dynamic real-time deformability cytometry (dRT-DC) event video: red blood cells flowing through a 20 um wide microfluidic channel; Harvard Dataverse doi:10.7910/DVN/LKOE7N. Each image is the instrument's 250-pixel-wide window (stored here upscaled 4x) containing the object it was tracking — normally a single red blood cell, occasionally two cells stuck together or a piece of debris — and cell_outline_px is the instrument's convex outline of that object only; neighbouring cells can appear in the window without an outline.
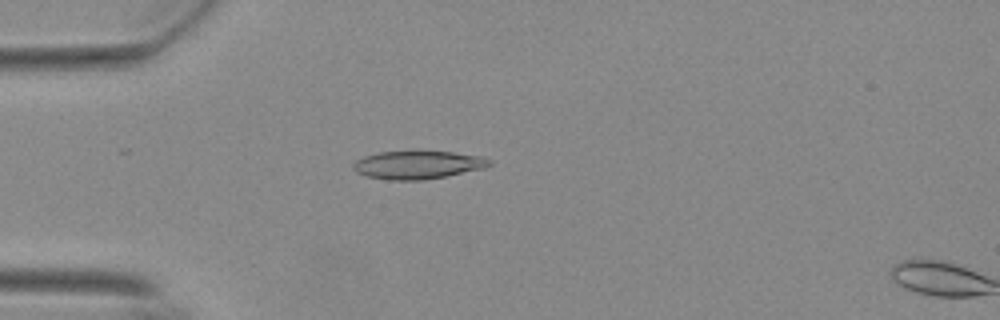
{"species": "Egyptian fruit bat (a non-hibernating species)", "species_latin": "Rousettus aegyptiacus", "temperature_condition": "warm", "stored_images_in_passage": 4, "camera_frame_rate_fps": 3000, "um_per_image_px": 0.085, "animal": {"sex": "female"}, "frame": {"image": 1, "passage_image": 2, "time_ms": 0.333, "image_size_px": [1000, 320], "cell_outline_px": [[492, 164], [484, 168], [424, 180], [388, 180], [368, 176], [356, 172], [352, 168], [352, 164], [356, 160], [364, 156], [380, 152], [416, 148], [452, 152], [480, 156], [492, 160]], "centroid_in_image_um": [35.49, 13.96], "position_along_channel_um": 49.5, "area_um2": 23.06}}